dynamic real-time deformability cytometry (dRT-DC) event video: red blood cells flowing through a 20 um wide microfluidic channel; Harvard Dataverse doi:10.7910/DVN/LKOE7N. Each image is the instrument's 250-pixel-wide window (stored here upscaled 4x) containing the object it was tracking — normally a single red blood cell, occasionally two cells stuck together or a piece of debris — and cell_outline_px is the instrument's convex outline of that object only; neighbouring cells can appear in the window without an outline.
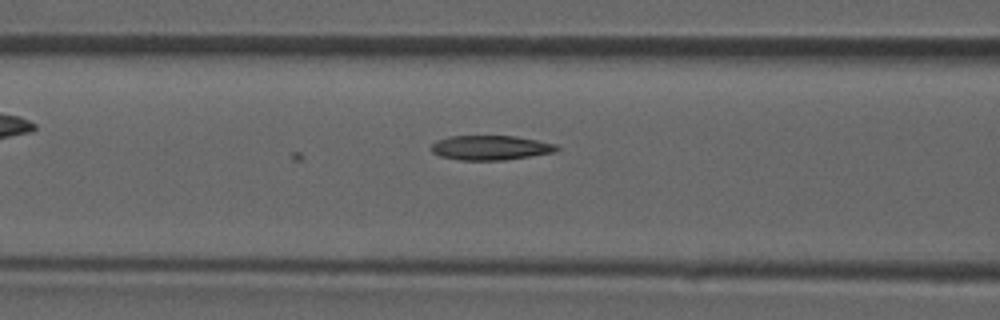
{"species": "common noctule bat (a hibernating species)", "species_latin": "Nyctalus noctula", "temperature_condition": "room temperature", "stored_images_in_passage": 8, "camera_frame_rate_fps": 3000, "um_per_image_px": 0.085, "animal": {"sex": "male", "forearm_length_mm": 52.5}, "frame": {"image": 1, "passage_image": 8, "time_ms": 2.333, "image_size_px": [1000, 320], "cell_outline_px": [[560, 148], [552, 152], [508, 160], [460, 160], [440, 156], [432, 152], [432, 144], [436, 140], [448, 136], [516, 136], [556, 144]], "centroid_in_image_um": [41.67, 12.55], "position_along_channel_um": 124.9, "area_um2": 17.92}}